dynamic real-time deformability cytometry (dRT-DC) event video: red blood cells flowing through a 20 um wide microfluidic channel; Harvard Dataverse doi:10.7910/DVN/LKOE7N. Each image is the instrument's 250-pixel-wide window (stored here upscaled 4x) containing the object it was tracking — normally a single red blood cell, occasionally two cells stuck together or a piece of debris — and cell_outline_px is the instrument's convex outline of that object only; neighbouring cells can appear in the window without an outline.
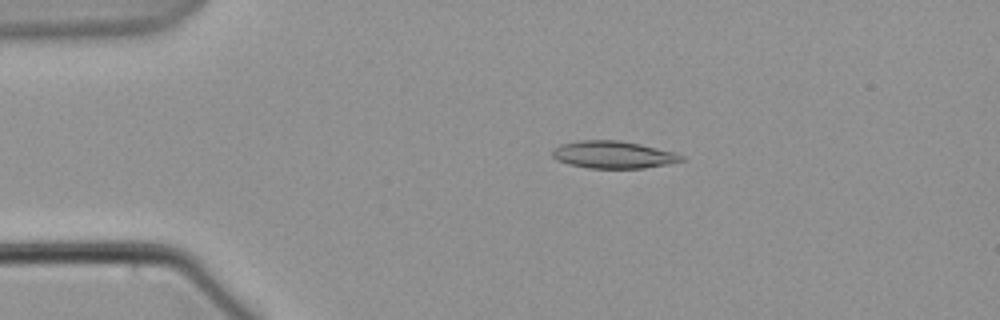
{"species": "common noctule bat (a hibernating species)", "species_latin": "Nyctalus noctula", "temperature_condition": "warm", "stored_images_in_passage": 52, "camera_frame_rate_fps": 3000, "um_per_image_px": 0.085, "animal": {"sex": "male", "body_mass_g": 21.5, "forearm_length_mm": 52.0}, "frame": {"image": 1, "passage_image": 6, "time_ms": 1.667, "image_size_px": [1000, 320], "cell_outline_px": [[684, 160], [668, 164], [644, 168], [588, 168], [568, 164], [556, 160], [552, 156], [552, 148], [560, 144], [580, 140], [620, 140], [640, 144], [672, 152], [684, 156]], "centroid_in_image_um": [52.07, 13.15], "position_along_channel_um": 32.9, "area_um2": 20.58}}
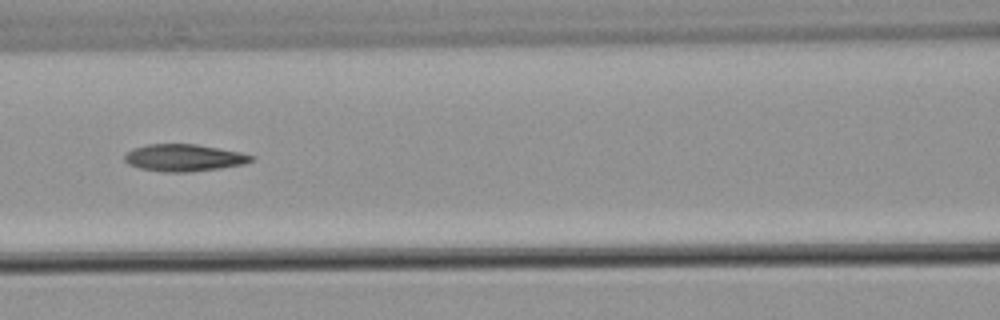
{"frame": {"image": 2, "passage_image": 20, "time_ms": 6.333, "image_size_px": [1000, 320], "cell_outline_px": [[256, 156], [252, 160], [244, 164], [220, 168], [188, 172], [164, 172], [140, 168], [128, 164], [124, 160], [124, 156], [132, 148], [148, 144], [196, 144], [240, 152]], "centroid_in_image_um": [15.63, 13.41], "position_along_channel_um": 151.0, "area_um2": 19.94}}
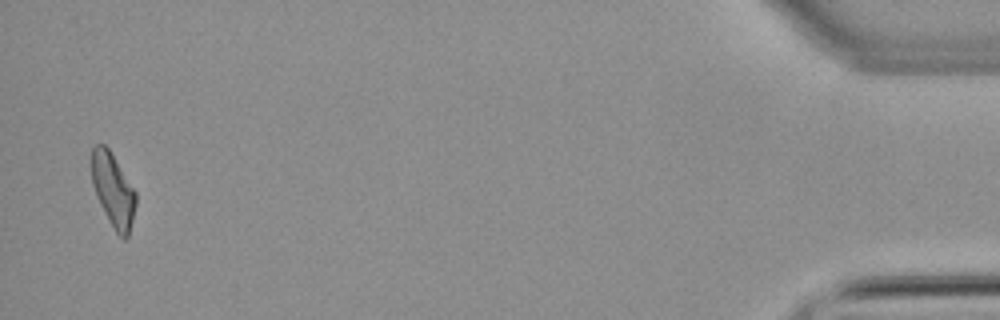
{"frame": {"image": 3, "passage_image": 51, "time_ms": 16.667, "image_size_px": [1000, 320], "cell_outline_px": [[136, 204], [128, 236], [124, 240], [116, 232], [104, 212], [96, 196], [92, 184], [88, 164], [88, 160], [92, 148], [96, 144], [104, 144], [108, 148], [136, 192]], "centroid_in_image_um": [9.55, 16.09], "position_along_channel_um": 425.7, "area_um2": 19.19}}